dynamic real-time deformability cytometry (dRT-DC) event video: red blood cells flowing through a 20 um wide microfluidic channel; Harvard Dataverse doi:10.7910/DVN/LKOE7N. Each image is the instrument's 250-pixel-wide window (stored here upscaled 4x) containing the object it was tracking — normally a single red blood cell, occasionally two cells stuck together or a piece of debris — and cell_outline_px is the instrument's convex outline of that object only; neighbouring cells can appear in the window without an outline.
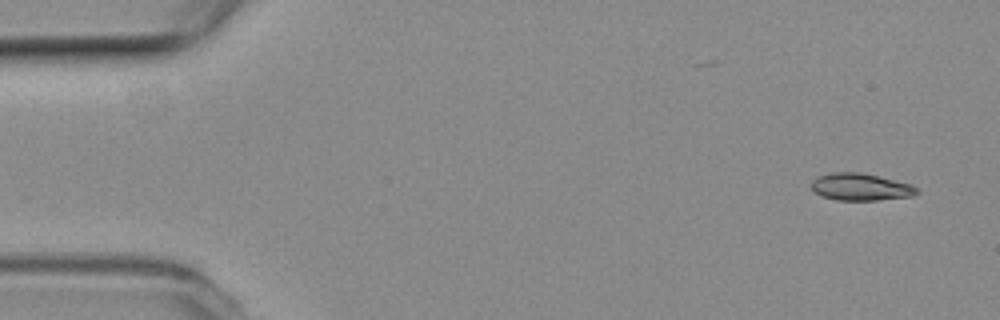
{"species": "common noctule bat (a hibernating species)", "species_latin": "Nyctalus noctula", "temperature_condition": "room temperature", "stored_images_in_passage": 52, "camera_frame_rate_fps": 3000, "um_per_image_px": 0.085, "animal": {"sex": "female", "body_mass_g": 19.3, "forearm_length_mm": 54.1}, "frame": {"image": 1, "passage_image": 1, "time_ms": 0.0, "image_size_px": [1000, 320], "cell_outline_px": [[920, 192], [912, 196], [876, 200], [836, 200], [820, 196], [812, 188], [812, 180], [820, 176], [832, 172], [860, 172], [912, 184], [920, 188]], "centroid_in_image_um": [73.19, 15.89], "position_along_channel_um": 11.8, "area_um2": 16.7}}
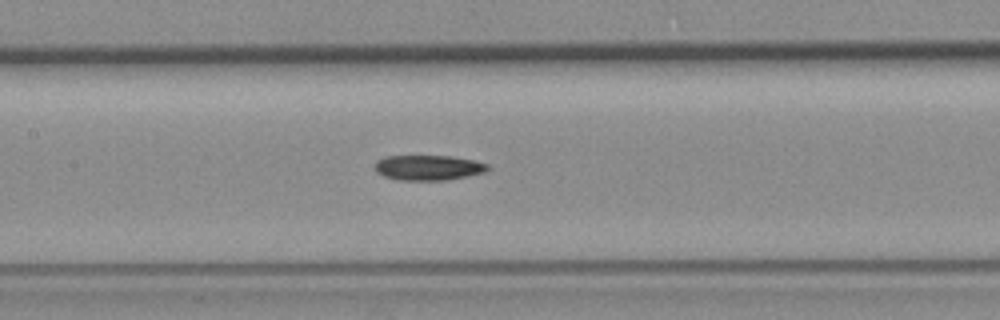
{"frame": {"image": 2, "passage_image": 23, "time_ms": 7.333, "image_size_px": [1000, 320], "cell_outline_px": [[492, 168], [484, 172], [468, 176], [448, 180], [396, 180], [384, 176], [376, 172], [376, 160], [384, 156], [448, 156], [472, 160], [488, 164]], "centroid_in_image_um": [36.4, 14.25], "position_along_channel_um": 171.0, "area_um2": 16.59}}
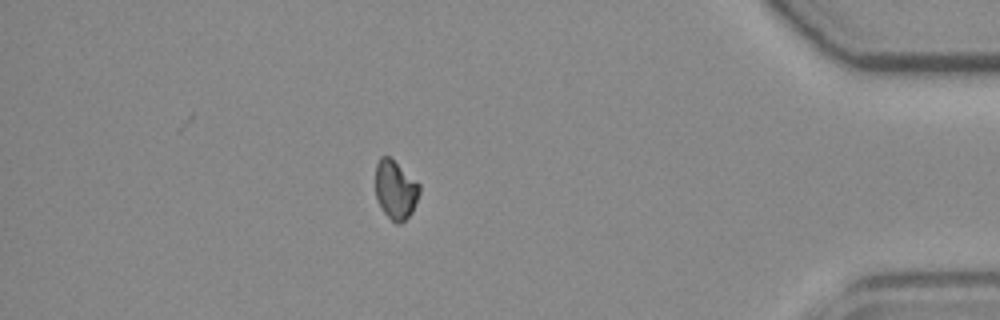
{"frame": {"image": 3, "passage_image": 45, "time_ms": 14.667, "image_size_px": [1000, 320], "cell_outline_px": [[420, 192], [416, 204], [412, 212], [400, 224], [396, 224], [384, 212], [376, 196], [376, 164], [380, 156], [388, 156], [420, 184]], "centroid_in_image_um": [33.63, 16.14], "position_along_channel_um": 401.6, "area_um2": 14.85}}